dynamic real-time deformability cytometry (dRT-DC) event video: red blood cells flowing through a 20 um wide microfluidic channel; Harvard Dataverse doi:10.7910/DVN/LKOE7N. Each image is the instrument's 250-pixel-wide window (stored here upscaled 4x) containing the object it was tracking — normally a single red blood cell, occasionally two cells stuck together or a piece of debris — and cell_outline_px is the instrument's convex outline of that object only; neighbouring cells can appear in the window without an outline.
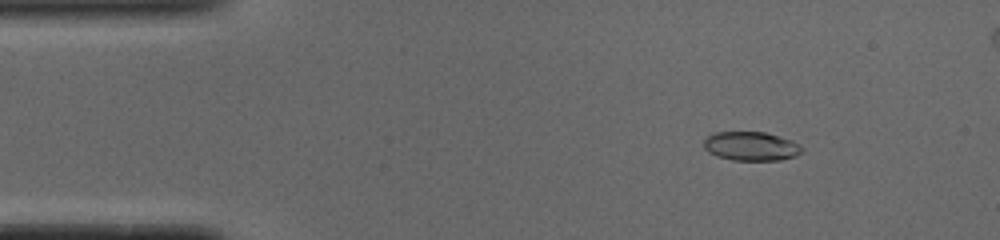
{"species": "common noctule bat (a hibernating species)", "species_latin": "Nyctalus noctula", "temperature_condition": "cold", "stored_images_in_passage": 52, "camera_frame_rate_fps": 3000, "um_per_image_px": 0.085, "animal": {"sex": "male", "body_mass_g": 19.0, "forearm_length_mm": 50.8}, "frame": {"image": 1, "passage_image": 7, "time_ms": 2.0, "image_size_px": [1000, 240], "cell_outline_px": [[804, 148], [796, 156], [780, 160], [732, 160], [716, 156], [708, 152], [704, 148], [704, 140], [712, 132], [764, 132], [792, 140], [800, 144]], "centroid_in_image_um": [63.83, 12.43], "position_along_channel_um": 21.2, "area_um2": 16.65}}
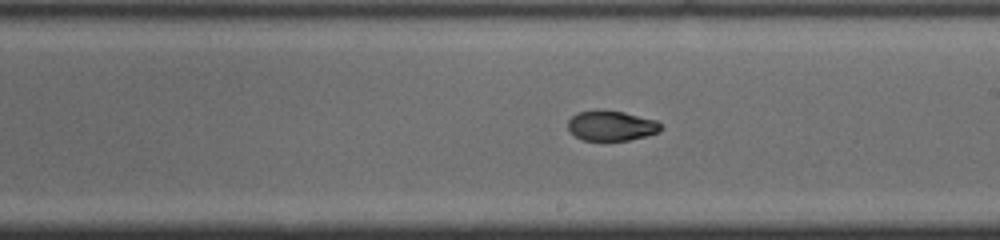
{"frame": {"image": 2, "passage_image": 29, "time_ms": 9.333, "image_size_px": [1000, 240], "cell_outline_px": [[660, 132], [628, 140], [584, 140], [576, 136], [568, 128], [568, 120], [576, 112], [624, 112], [656, 120], [660, 124]], "centroid_in_image_um": [51.97, 10.71], "position_along_channel_um": 237.0, "area_um2": 15.66}}
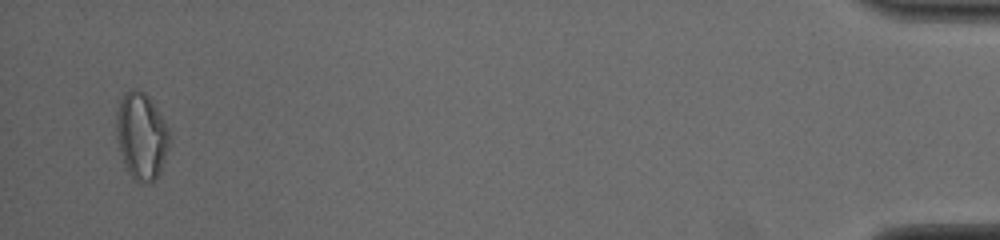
{"frame": {"image": 3, "passage_image": 50, "time_ms": 16.333, "image_size_px": [1000, 240], "cell_outline_px": [[172, 136], [160, 172], [152, 184], [140, 184], [128, 172], [124, 164], [120, 152], [116, 132], [116, 116], [120, 100], [124, 92], [132, 88], [136, 88], [144, 92], [148, 96], [160, 112]], "centroid_in_image_um": [12.03, 11.56], "position_along_channel_um": 423.2, "area_um2": 27.22}, "authors_computed_cell_mechanics": {"area_um2": 17.1955, "velocity_mm_per_s": 3.8999, "shape_relaxation_time_tau1_ms": null, "shape_relaxation_time_tau2_ms": 1.6413, "deformation_change_tau1": null, "deformation_change_tau2": 0.0533}}